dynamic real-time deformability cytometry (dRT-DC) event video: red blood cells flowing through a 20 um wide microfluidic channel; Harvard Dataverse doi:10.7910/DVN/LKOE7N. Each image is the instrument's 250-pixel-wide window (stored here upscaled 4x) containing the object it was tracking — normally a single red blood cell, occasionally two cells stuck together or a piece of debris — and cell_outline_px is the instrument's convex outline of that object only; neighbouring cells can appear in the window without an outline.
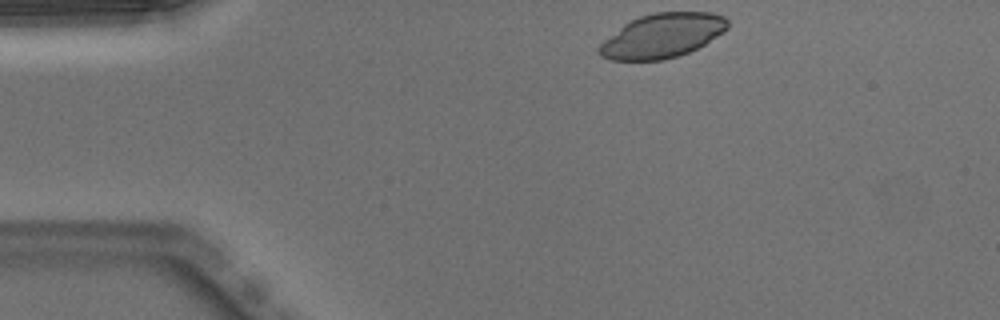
{"species": "Egyptian fruit bat (a non-hibernating species)", "species_latin": "Rousettus aegyptiacus", "temperature_condition": "warm", "stored_images_in_passage": 42, "camera_frame_rate_fps": 3000, "um_per_image_px": 0.085, "animal": {"sex": "male"}, "frame": {"image": 1, "passage_image": 1, "time_ms": 0.0, "image_size_px": [1000, 320], "cell_outline_px": [[728, 28], [724, 32], [704, 44], [688, 52], [664, 60], [612, 60], [600, 56], [596, 48], [604, 40], [624, 24], [640, 16], [656, 12], [712, 12], [724, 16], [728, 20]], "centroid_in_image_um": [56.29, 3.03], "position_along_channel_um": 28.7, "area_um2": 33.0}}